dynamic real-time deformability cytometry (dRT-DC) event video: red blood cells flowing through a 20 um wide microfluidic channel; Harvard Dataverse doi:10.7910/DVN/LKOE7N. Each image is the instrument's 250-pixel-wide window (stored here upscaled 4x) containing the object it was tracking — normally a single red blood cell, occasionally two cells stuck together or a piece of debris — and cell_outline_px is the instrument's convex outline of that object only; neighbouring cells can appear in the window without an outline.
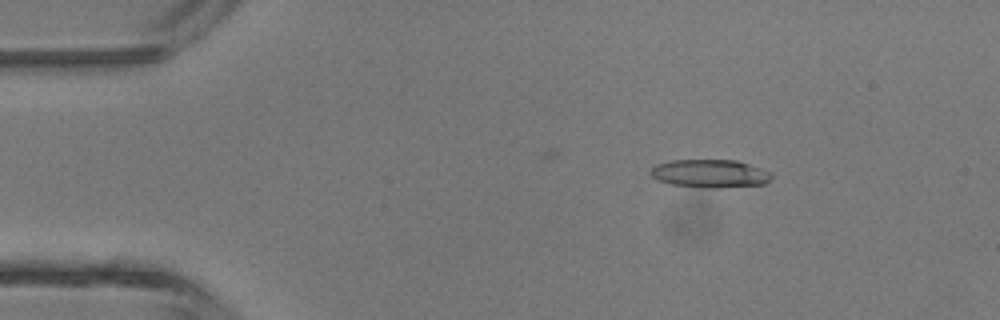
{"species": "common noctule bat (a hibernating species)", "species_latin": "Nyctalus noctula", "temperature_condition": "room temperature", "stored_images_in_passage": 4, "camera_frame_rate_fps": 3000, "um_per_image_px": 0.085, "animal": {"sex": "male", "body_mass_g": 13.3}, "frame": {"image": 1, "passage_image": 1, "time_ms": 0.0, "image_size_px": [1000, 320], "cell_outline_px": [[772, 176], [764, 184], [720, 188], [708, 188], [672, 184], [656, 180], [648, 172], [656, 164], [672, 160], [736, 160], [772, 172]], "centroid_in_image_um": [60.33, 14.75], "position_along_channel_um": 24.7, "area_um2": 19.83}}
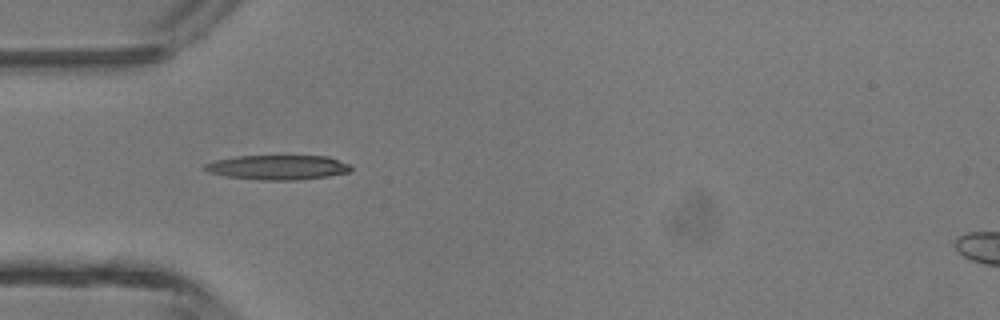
{"frame": {"image": 2, "passage_image": 3, "time_ms": 2.333, "image_size_px": [1000, 320], "cell_outline_px": [[352, 168], [348, 172], [328, 176], [296, 180], [260, 180], [224, 176], [208, 172], [204, 168], [204, 164], [216, 160], [236, 156], [328, 156], [348, 164]], "centroid_in_image_um": [23.58, 14.23], "position_along_channel_um": 61.4, "area_um2": 20.87}}
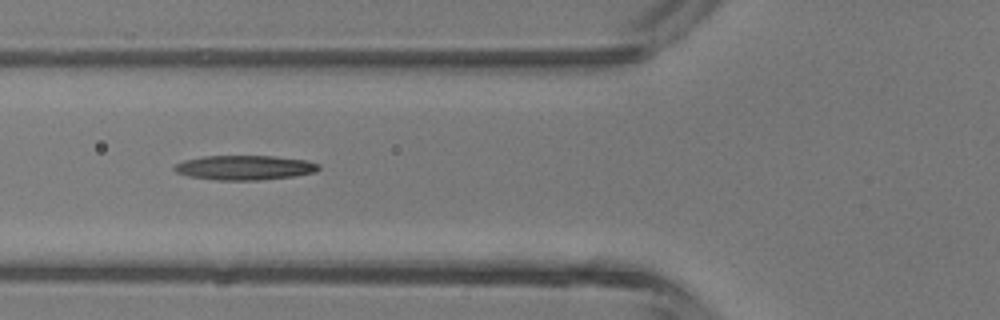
{"frame": {"image": 3, "passage_image": 4, "time_ms": 3.333, "image_size_px": [1000, 320], "cell_outline_px": [[320, 168], [316, 172], [296, 176], [260, 180], [216, 180], [188, 176], [176, 172], [172, 168], [176, 164], [184, 160], [204, 156], [272, 156], [304, 160], [320, 164]], "centroid_in_image_um": [20.8, 14.25], "position_along_channel_um": 105.0, "area_um2": 20.69}}